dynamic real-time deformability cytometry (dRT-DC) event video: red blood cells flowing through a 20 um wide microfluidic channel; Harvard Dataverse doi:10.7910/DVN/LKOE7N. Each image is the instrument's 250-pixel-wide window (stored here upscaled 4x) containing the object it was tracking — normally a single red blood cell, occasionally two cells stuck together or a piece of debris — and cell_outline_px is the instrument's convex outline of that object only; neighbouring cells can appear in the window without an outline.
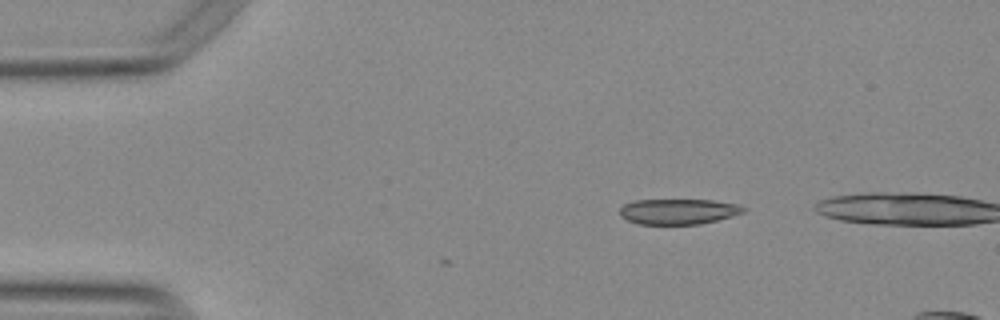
{"species": "Egyptian fruit bat (a non-hibernating species)", "species_latin": "Rousettus aegyptiacus", "temperature_condition": "warm", "stored_images_in_passage": 3, "camera_frame_rate_fps": 3000, "um_per_image_px": 0.085, "animal": {"sex": "female"}, "frame": {"image": 1, "passage_image": 1, "time_ms": 0.0, "image_size_px": [1000, 320], "cell_outline_px": [[744, 212], [732, 216], [700, 224], [636, 224], [620, 216], [620, 208], [624, 204], [632, 200], [712, 200], [740, 204], [744, 208]], "centroid_in_image_um": [57.64, 17.97], "position_along_channel_um": 27.4, "area_um2": 18.38}}